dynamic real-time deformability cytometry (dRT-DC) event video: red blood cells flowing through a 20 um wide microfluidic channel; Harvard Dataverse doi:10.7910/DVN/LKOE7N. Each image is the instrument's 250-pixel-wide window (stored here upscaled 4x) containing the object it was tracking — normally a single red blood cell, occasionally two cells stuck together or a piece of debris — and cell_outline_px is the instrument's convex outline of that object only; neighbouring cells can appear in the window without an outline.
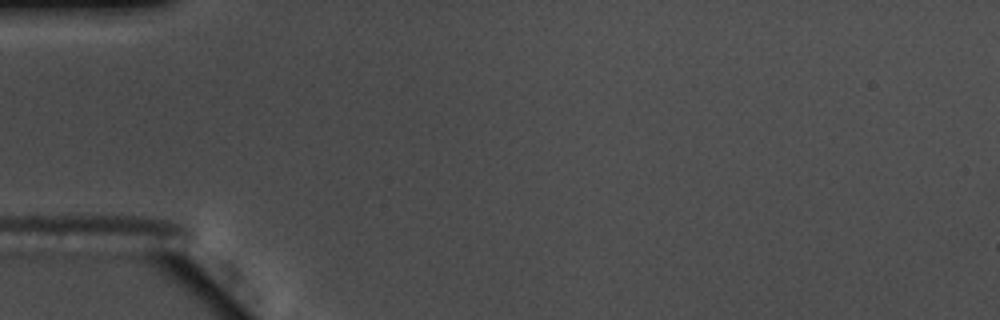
{"species": "common noctule bat (a hibernating species)", "species_latin": "Nyctalus noctula", "temperature_condition": "warm", "stored_images_in_passage": 5, "camera_frame_rate_fps": 3000, "um_per_image_px": 0.085, "animal": {"sex": "male", "body_mass_g": 17.5, "forearm_length_mm": 52.3}, "frame": {"image": 1, "passage_image": 1, "time_ms": 0.0, "image_size_px": [1000, 320], "cell_outline_px": [[216, 288], [212, 288], [116, 252], [116, 248], [172, 248], [192, 256], [212, 280]], "centroid_in_image_um": [14.49, 22.33], "position_along_channel_um": 70.5, "area_um2": 11.91}}